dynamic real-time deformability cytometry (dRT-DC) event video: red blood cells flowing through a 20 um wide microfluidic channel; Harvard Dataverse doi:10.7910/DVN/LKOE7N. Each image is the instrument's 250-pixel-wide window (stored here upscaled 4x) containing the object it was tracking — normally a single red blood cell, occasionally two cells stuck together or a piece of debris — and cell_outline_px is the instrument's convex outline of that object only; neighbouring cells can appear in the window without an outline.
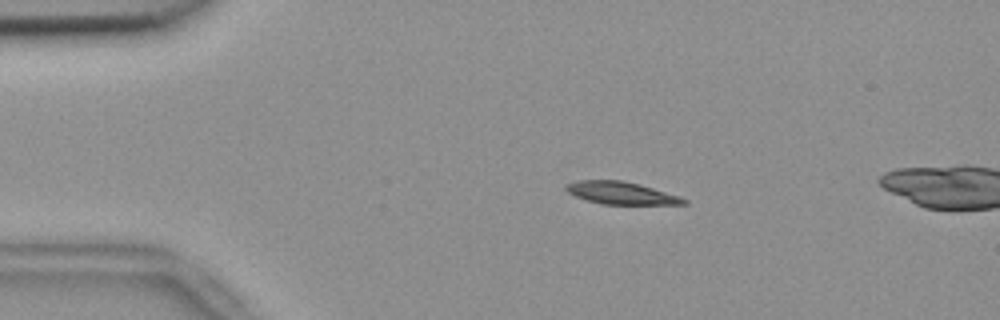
{"species": "common noctule bat (a hibernating species)", "species_latin": "Nyctalus noctula", "temperature_condition": "room temperature", "stored_images_in_passage": 14, "camera_frame_rate_fps": 3000, "um_per_image_px": 0.085, "animal": {"sex": "female", "body_mass_g": 18.4}, "frame": {"image": 1, "passage_image": 10, "time_ms": 3.0, "image_size_px": [1000, 320], "cell_outline_px": [[688, 204], [604, 204], [588, 200], [576, 196], [568, 192], [564, 188], [564, 184], [580, 180], [620, 180], [640, 184], [680, 196], [688, 200]], "centroid_in_image_um": [52.81, 16.4], "position_along_channel_um": 32.2, "area_um2": 15.32}}